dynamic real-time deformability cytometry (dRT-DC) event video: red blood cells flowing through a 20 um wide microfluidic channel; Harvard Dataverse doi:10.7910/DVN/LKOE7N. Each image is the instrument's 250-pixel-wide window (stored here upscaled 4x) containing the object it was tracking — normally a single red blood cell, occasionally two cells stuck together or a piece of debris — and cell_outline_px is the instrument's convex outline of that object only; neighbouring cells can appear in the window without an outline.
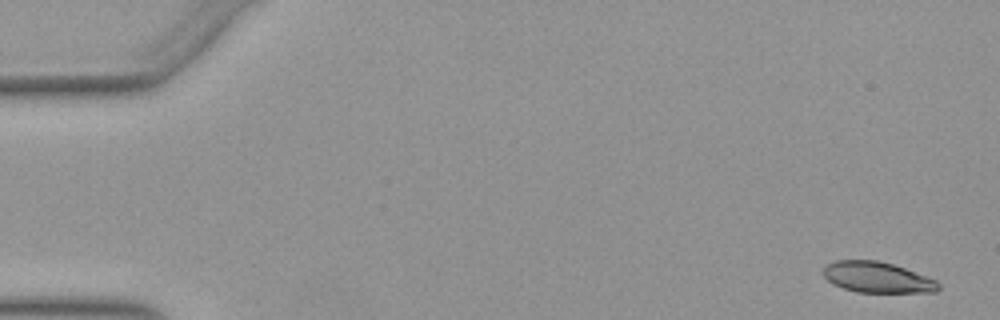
{"species": "Egyptian fruit bat (a non-hibernating species)", "species_latin": "Rousettus aegyptiacus", "temperature_condition": "warm", "stored_images_in_passage": 53, "camera_frame_rate_fps": 3000, "um_per_image_px": 0.085, "animal": {"sex": "female"}, "frame": {"image": 1, "passage_image": 2, "time_ms": 0.333, "image_size_px": [1000, 320], "cell_outline_px": [[940, 288], [936, 292], [856, 292], [832, 284], [824, 276], [824, 268], [828, 264], [836, 260], [876, 260], [892, 264], [904, 268], [936, 280], [940, 284]], "centroid_in_image_um": [74.57, 23.58], "position_along_channel_um": 10.4, "area_um2": 20.46}}
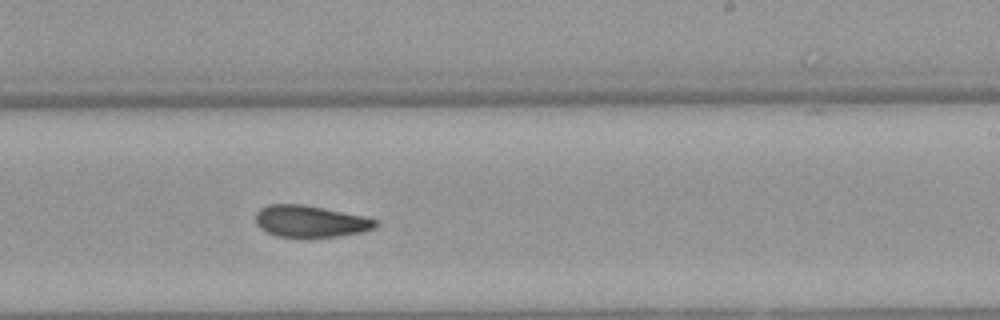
{"frame": {"image": 2, "passage_image": 32, "time_ms": 10.333, "image_size_px": [1000, 320], "cell_outline_px": [[380, 224], [376, 228], [360, 232], [340, 236], [276, 236], [260, 228], [256, 224], [256, 212], [260, 208], [268, 204], [304, 204], [364, 216], [380, 220]], "centroid_in_image_um": [26.42, 18.79], "position_along_channel_um": 262.6, "area_um2": 22.14}}
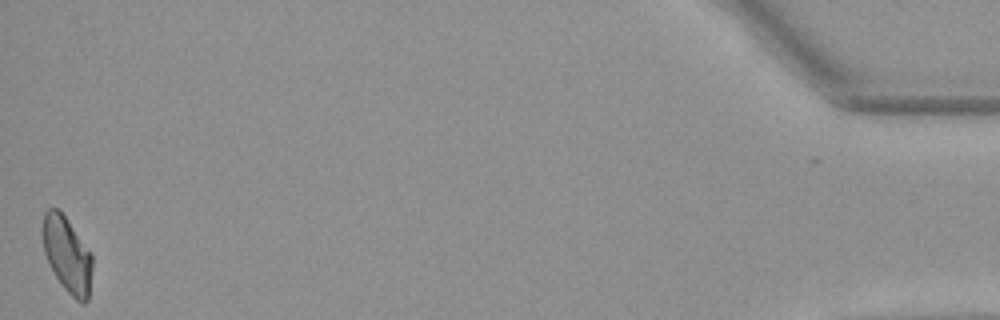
{"frame": {"image": 3, "passage_image": 52, "time_ms": 17.0, "image_size_px": [1000, 320], "cell_outline_px": [[92, 268], [88, 300], [84, 304], [76, 300], [64, 288], [56, 276], [44, 252], [40, 232], [40, 228], [44, 212], [48, 208], [60, 208], [92, 252]], "centroid_in_image_um": [5.69, 21.57], "position_along_channel_um": 429.5, "area_um2": 22.43}}